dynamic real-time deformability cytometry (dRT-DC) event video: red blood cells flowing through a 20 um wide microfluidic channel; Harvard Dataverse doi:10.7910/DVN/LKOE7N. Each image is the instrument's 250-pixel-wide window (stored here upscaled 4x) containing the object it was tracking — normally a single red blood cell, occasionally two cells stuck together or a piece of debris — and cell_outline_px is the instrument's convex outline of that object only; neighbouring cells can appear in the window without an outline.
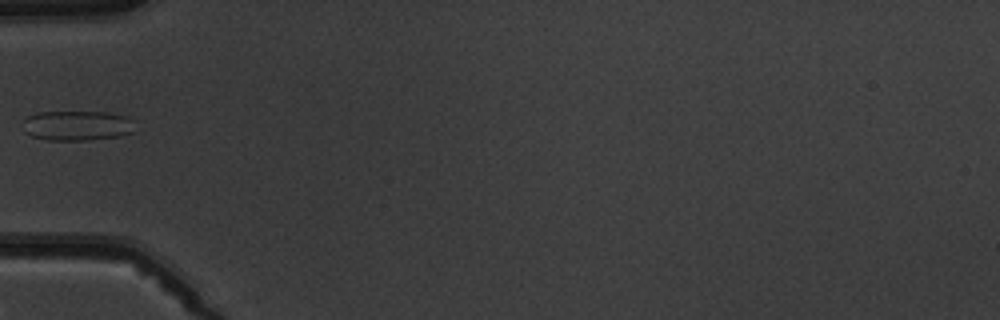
{"species": "common noctule bat (a hibernating species)", "species_latin": "Nyctalus noctula", "temperature_condition": "warm", "stored_images_in_passage": 8, "camera_frame_rate_fps": 3000, "um_per_image_px": 0.085, "animal": {"sex": "male", "body_mass_g": 19.5, "forearm_length_mm": 54.6}, "frame": {"image": 1, "passage_image": 6, "time_ms": 6.0, "image_size_px": [1000, 320], "cell_outline_px": [[136, 132], [120, 136], [88, 140], [48, 140], [32, 136], [24, 132], [20, 124], [28, 116], [36, 112], [104, 112], [128, 116], [136, 120]], "centroid_in_image_um": [6.6, 10.67], "position_along_channel_um": 78.4, "area_um2": 20.11}}
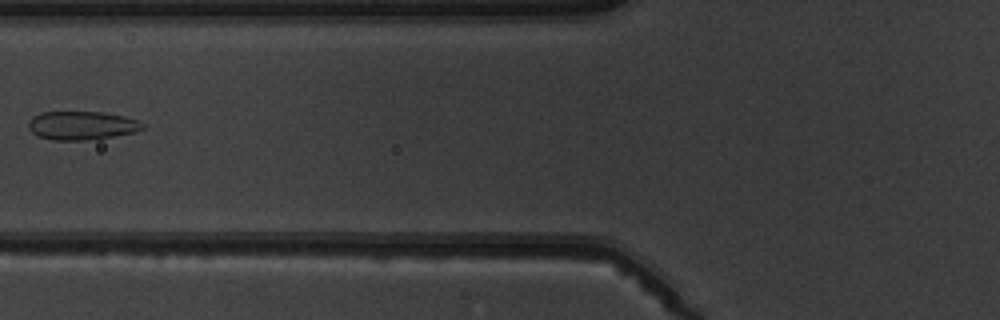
{"frame": {"image": 2, "passage_image": 7, "time_ms": 7.0, "image_size_px": [1000, 320], "cell_outline_px": [[144, 128], [136, 132], [112, 136], [84, 140], [52, 140], [40, 136], [32, 132], [28, 128], [28, 124], [32, 116], [40, 112], [104, 112], [124, 116], [136, 120], [144, 124]], "centroid_in_image_um": [6.94, 10.66], "position_along_channel_um": 118.9, "area_um2": 18.9}}
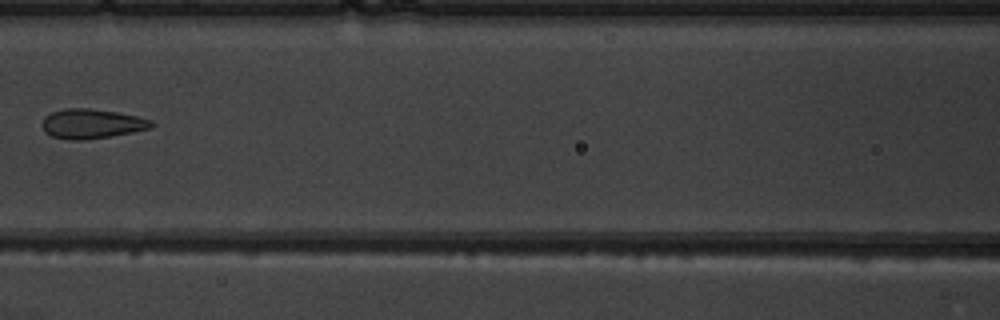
{"frame": {"image": 3, "passage_image": 8, "time_ms": 8.0, "image_size_px": [1000, 320], "cell_outline_px": [[156, 124], [152, 128], [132, 132], [108, 136], [80, 140], [68, 140], [52, 136], [44, 132], [44, 116], [52, 112], [64, 108], [88, 108], [116, 112], [136, 116], [152, 120]], "centroid_in_image_um": [7.81, 10.51], "position_along_channel_um": 158.8, "area_um2": 18.67}}